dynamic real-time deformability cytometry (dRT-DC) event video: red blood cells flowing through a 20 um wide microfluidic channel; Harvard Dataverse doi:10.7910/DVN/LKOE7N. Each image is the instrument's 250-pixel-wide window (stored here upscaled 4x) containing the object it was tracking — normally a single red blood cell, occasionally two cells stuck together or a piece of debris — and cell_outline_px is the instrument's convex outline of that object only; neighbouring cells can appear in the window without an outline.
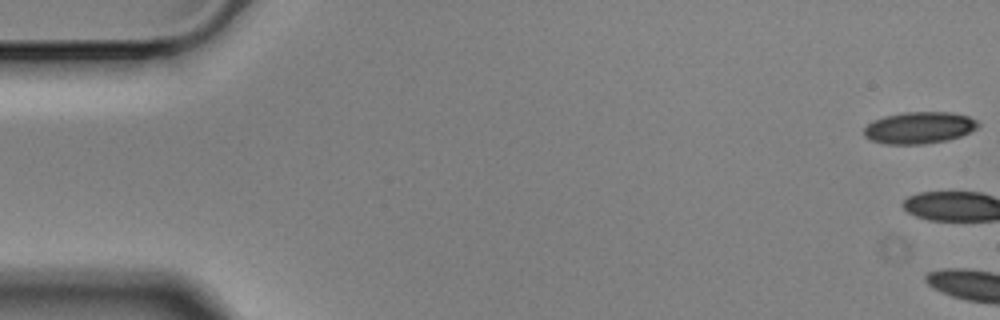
{"species": "Egyptian fruit bat (a non-hibernating species)", "species_latin": "Rousettus aegyptiacus", "temperature_condition": "cold", "stored_images_in_passage": 3, "camera_frame_rate_fps": 3000, "um_per_image_px": 0.085, "animal": {"sex": "male"}, "frame": {"image": 1, "passage_image": 1, "time_ms": 0.0, "image_size_px": [1000, 320], "cell_outline_px": [[980, 124], [976, 128], [960, 136], [948, 140], [924, 144], [884, 144], [872, 140], [864, 136], [864, 128], [872, 120], [884, 116], [904, 112], [952, 112], [968, 116], [976, 120]], "centroid_in_image_um": [78.11, 10.85], "position_along_channel_um": 6.9, "area_um2": 21.15}}